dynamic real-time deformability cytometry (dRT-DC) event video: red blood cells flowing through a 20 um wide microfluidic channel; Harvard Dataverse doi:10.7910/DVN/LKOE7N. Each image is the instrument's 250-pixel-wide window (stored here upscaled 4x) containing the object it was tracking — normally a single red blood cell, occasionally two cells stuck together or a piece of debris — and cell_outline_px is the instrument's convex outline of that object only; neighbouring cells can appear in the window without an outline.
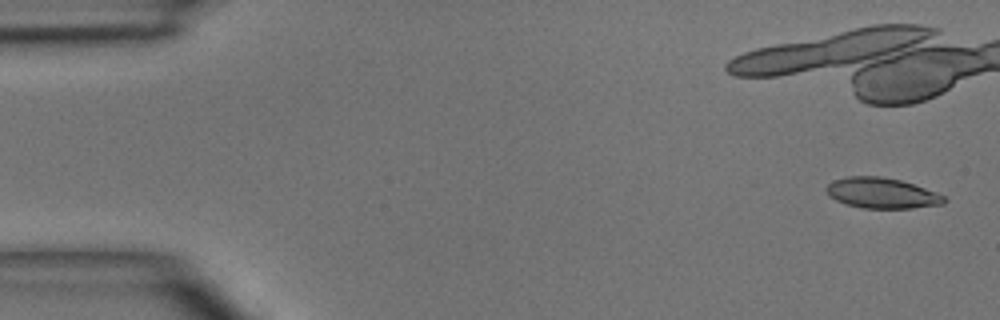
{"species": "common noctule bat (a hibernating species)", "species_latin": "Nyctalus noctula", "temperature_condition": "room temperature", "stored_images_in_passage": 6, "camera_frame_rate_fps": 3000, "um_per_image_px": 0.085, "animal": {"sex": "male", "body_mass_g": 15.6}, "frame": {"image": 1, "passage_image": 1, "time_ms": 0.0, "image_size_px": [1000, 320], "cell_outline_px": [[948, 200], [944, 204], [912, 208], [864, 208], [848, 204], [836, 200], [828, 196], [824, 188], [832, 180], [848, 176], [880, 176], [900, 180], [936, 192], [944, 196]], "centroid_in_image_um": [74.93, 16.41], "position_along_channel_um": 10.1, "area_um2": 20.98}}